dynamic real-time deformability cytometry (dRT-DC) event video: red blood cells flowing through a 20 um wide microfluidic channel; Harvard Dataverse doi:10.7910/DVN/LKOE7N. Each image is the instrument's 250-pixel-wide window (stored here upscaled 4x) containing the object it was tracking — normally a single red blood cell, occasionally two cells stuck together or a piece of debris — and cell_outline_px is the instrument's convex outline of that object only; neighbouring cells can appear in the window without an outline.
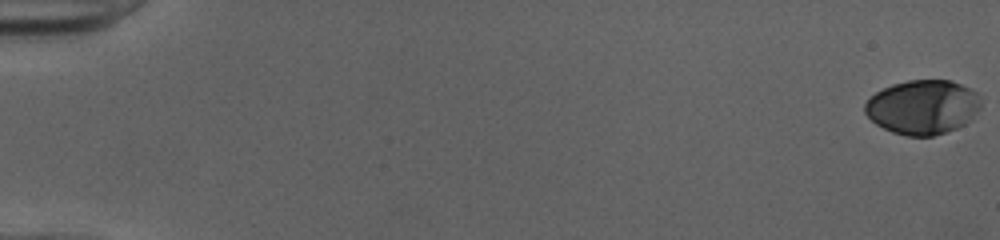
{"species": "human", "species_latin": "Homo sapiens", "temperature_condition": "cold", "stored_images_in_passage": 53, "camera_frame_rate_fps": 3000, "um_per_image_px": 0.085, "donor": {"sex": "female"}, "frame": {"image": 1, "passage_image": 1, "time_ms": 0.0, "image_size_px": [1000, 240], "cell_outline_px": [[980, 108], [972, 120], [956, 128], [932, 136], [908, 136], [892, 132], [876, 124], [864, 112], [864, 104], [876, 92], [892, 84], [908, 80], [952, 80], [976, 92], [980, 96]], "centroid_in_image_um": [78.44, 9.1], "position_along_channel_um": 6.6, "area_um2": 36.7}}
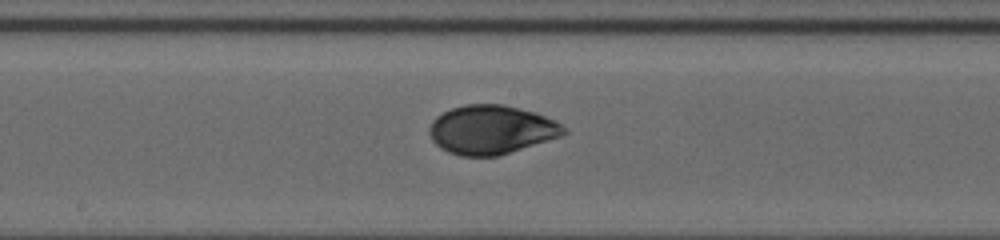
{"frame": {"image": 2, "passage_image": 30, "time_ms": 9.667, "image_size_px": [1000, 240], "cell_outline_px": [[568, 132], [560, 136], [496, 156], [460, 156], [448, 152], [440, 148], [432, 140], [428, 132], [428, 128], [432, 120], [436, 116], [452, 108], [464, 104], [504, 104], [536, 112], [568, 128]], "centroid_in_image_um": [41.72, 11.01], "position_along_channel_um": 206.5, "area_um2": 38.21}}
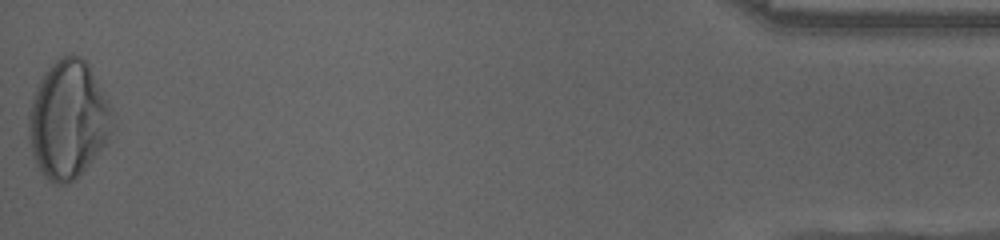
{"frame": {"image": 3, "passage_image": 53, "time_ms": 17.333, "image_size_px": [1000, 240], "cell_outline_px": [[116, 128], [104, 144], [88, 164], [72, 180], [64, 184], [56, 184], [48, 180], [44, 176], [36, 164], [32, 152], [28, 136], [28, 112], [36, 84], [40, 76], [60, 56], [72, 52], [80, 56], [88, 64], [108, 100], [112, 108]], "centroid_in_image_um": [5.78, 10.11], "position_along_channel_um": 429.4, "area_um2": 57.8}, "authors_computed_cell_mechanics": {"area_um2": 37.7434, "velocity_mm_per_s": 4.0195, "shape_relaxation_time_tau1_ms": 4.0683, "shape_relaxation_time_tau2_ms": 1.0351, "deformation_change_tau1": 0.1685, "deformation_change_tau2": 0.0385}}